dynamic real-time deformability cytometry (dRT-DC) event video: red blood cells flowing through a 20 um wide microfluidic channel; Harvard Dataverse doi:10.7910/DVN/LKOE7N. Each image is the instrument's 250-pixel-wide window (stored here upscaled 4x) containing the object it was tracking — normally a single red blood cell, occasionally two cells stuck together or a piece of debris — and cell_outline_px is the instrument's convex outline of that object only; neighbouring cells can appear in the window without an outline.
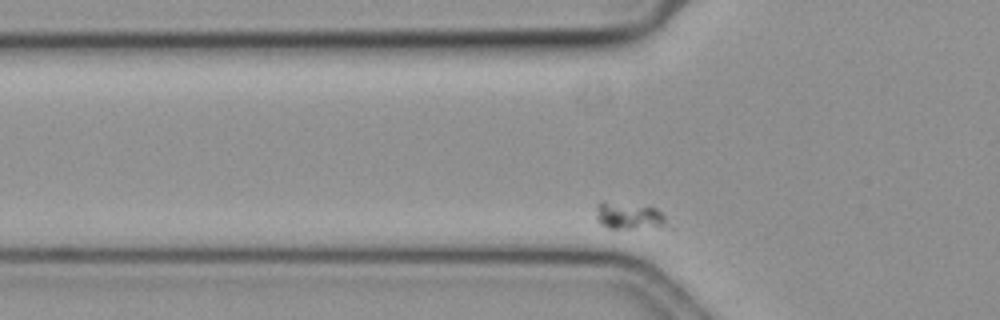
{"species": "common noctule bat (a hibernating species)", "species_latin": "Nyctalus noctula", "temperature_condition": "cold", "stored_images_in_passage": 34, "camera_frame_rate_fps": 3000, "um_per_image_px": 0.085, "animal": {"sex": "female", "body_mass_g": 19.3, "forearm_length_mm": 54.1}, "frame": {"image": 1, "passage_image": 4, "time_ms": 1.0, "image_size_px": [1000, 320], "cell_outline_px": [[676, 228], [608, 228], [600, 224], [596, 220], [596, 204], [600, 200], [604, 200], [656, 208]], "centroid_in_image_um": [53.52, 18.37], "position_along_channel_um": 72.3, "area_um2": 11.73}}
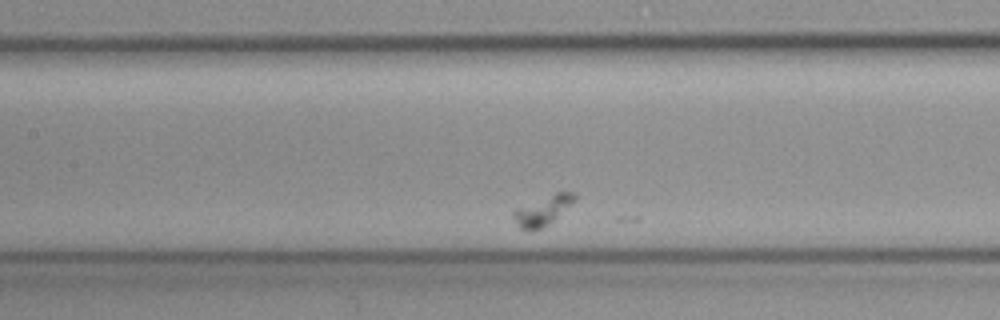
{"frame": {"image": 2, "passage_image": 13, "time_ms": 4.0, "image_size_px": [1000, 320], "cell_outline_px": [[576, 200], [548, 224], [540, 228], [520, 228], [512, 216], [512, 212], [516, 208], [556, 192], [572, 192], [576, 196]], "centroid_in_image_um": [46.14, 17.86], "position_along_channel_um": 161.3, "area_um2": 10.06}}
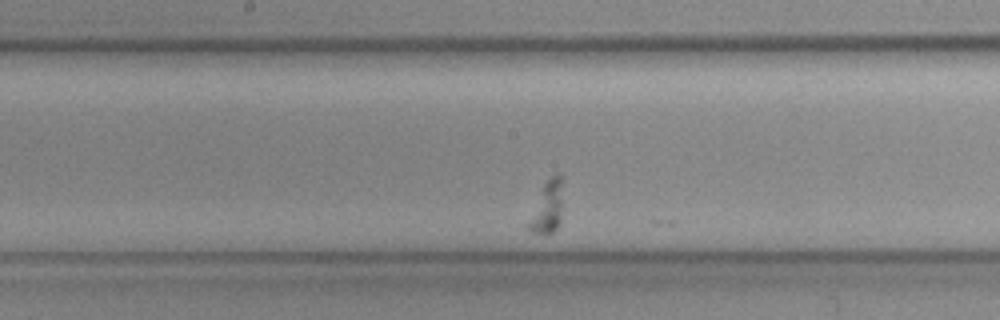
{"frame": {"image": 3, "passage_image": 17, "time_ms": 5.333, "image_size_px": [1000, 320], "cell_outline_px": [[564, 176], [560, 224], [548, 236], [544, 236], [528, 232], [528, 224], [544, 184], [556, 172], [560, 172]], "centroid_in_image_um": [46.58, 17.62], "position_along_channel_um": 201.6, "area_um2": 10.58}}